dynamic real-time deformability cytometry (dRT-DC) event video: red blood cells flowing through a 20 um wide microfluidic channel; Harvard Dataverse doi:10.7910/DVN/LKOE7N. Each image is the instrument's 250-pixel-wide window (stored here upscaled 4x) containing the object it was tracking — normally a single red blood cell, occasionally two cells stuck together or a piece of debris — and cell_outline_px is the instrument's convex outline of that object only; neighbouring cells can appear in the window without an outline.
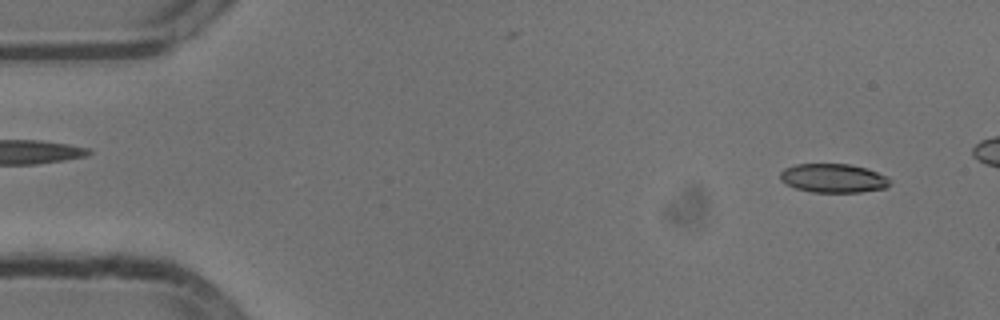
{"species": "common noctule bat (a hibernating species)", "species_latin": "Nyctalus noctula", "temperature_condition": "cold", "stored_images_in_passage": 47, "camera_frame_rate_fps": 3000, "um_per_image_px": 0.085, "animal": {"sex": "male", "body_mass_g": 13.3}, "frame": {"image": 1, "passage_image": 3, "time_ms": 0.667, "image_size_px": [1000, 320], "cell_outline_px": [[892, 184], [884, 188], [860, 192], [812, 192], [796, 188], [780, 180], [780, 172], [784, 168], [796, 164], [848, 164], [868, 168], [888, 176], [892, 180]], "centroid_in_image_um": [70.88, 15.14], "position_along_channel_um": 14.1, "area_um2": 18.61}}
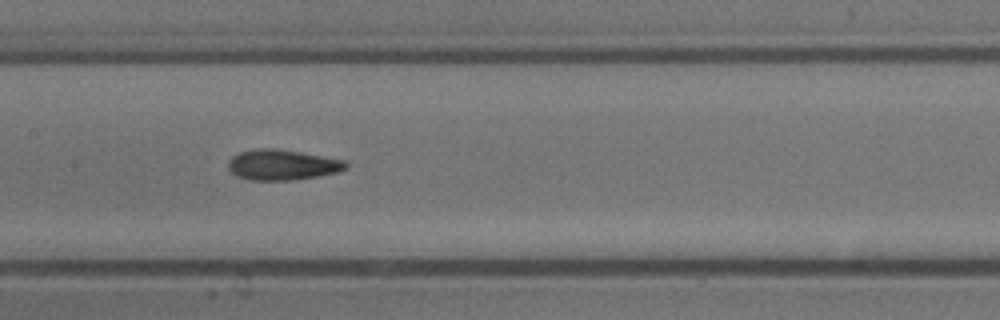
{"frame": {"image": 2, "passage_image": 25, "time_ms": 8.0, "image_size_px": [1000, 320], "cell_outline_px": [[348, 168], [336, 172], [316, 176], [292, 180], [248, 180], [236, 176], [228, 168], [228, 160], [232, 156], [240, 152], [256, 148], [276, 148], [300, 152], [344, 160], [348, 164]], "centroid_in_image_um": [23.95, 14.0], "position_along_channel_um": 183.4, "area_um2": 20.87}}
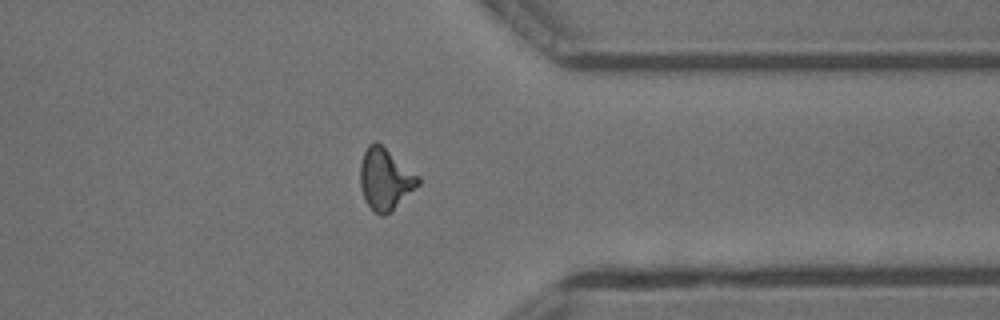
{"frame": {"image": 3, "passage_image": 41, "time_ms": 13.333, "image_size_px": [1000, 320], "cell_outline_px": [[420, 184], [392, 212], [384, 216], [380, 216], [364, 200], [360, 184], [360, 164], [364, 152], [368, 144], [376, 140], [420, 176]], "centroid_in_image_um": [32.75, 15.23], "position_along_channel_um": 378.6, "area_um2": 20.98}}